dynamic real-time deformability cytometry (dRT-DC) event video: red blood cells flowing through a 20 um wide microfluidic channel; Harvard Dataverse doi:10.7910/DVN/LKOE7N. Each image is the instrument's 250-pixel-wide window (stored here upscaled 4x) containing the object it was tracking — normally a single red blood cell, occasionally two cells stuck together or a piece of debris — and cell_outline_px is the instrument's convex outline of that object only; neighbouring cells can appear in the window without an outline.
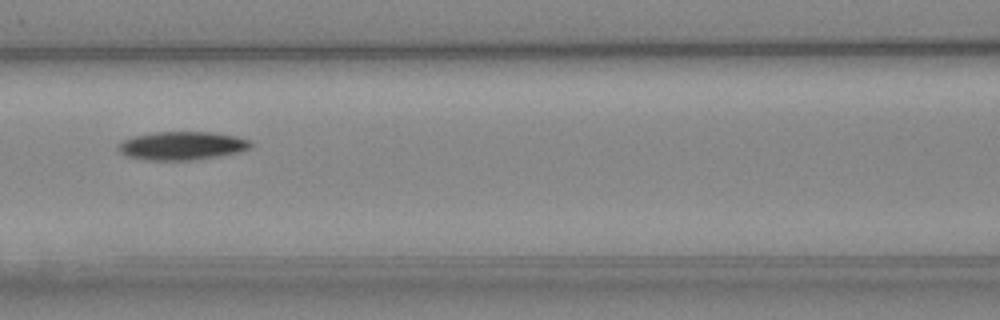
{"species": "Egyptian fruit bat (a non-hibernating species)", "species_latin": "Rousettus aegyptiacus", "temperature_condition": "cold", "stored_images_in_passage": 7, "camera_frame_rate_fps": 3000, "um_per_image_px": 0.085, "animal": {"sex": "female"}, "frame": {"image": 1, "passage_image": 7, "time_ms": 7.0, "image_size_px": [1000, 320], "cell_outline_px": [[252, 148], [240, 152], [192, 160], [144, 160], [128, 156], [120, 152], [116, 144], [124, 140], [136, 136], [156, 132], [212, 132], [236, 136], [248, 140], [252, 144]], "centroid_in_image_um": [15.48, 12.39], "position_along_channel_um": 151.1, "area_um2": 21.79}}